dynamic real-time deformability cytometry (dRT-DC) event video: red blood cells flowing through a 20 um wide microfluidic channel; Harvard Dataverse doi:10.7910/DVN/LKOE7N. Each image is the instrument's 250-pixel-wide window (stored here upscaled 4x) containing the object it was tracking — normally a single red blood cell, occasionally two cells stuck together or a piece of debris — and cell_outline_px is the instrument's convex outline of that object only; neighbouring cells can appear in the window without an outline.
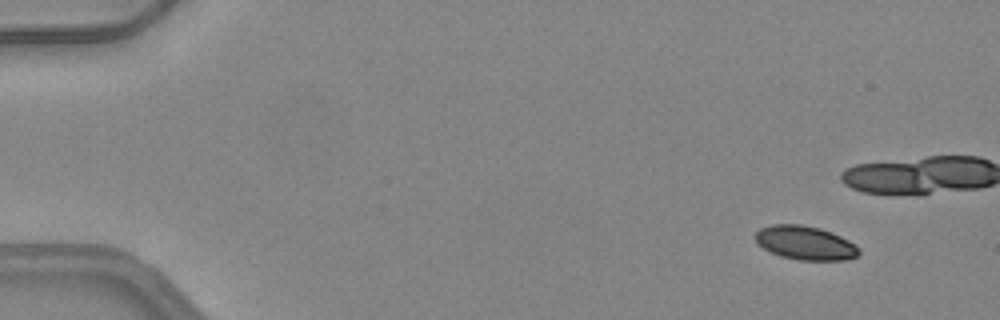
{"species": "common noctule bat (a hibernating species)", "species_latin": "Nyctalus noctula", "temperature_condition": "warm", "stored_images_in_passage": 48, "camera_frame_rate_fps": 3000, "um_per_image_px": 0.085, "animal": {"sex": "female", "body_mass_g": 24.6, "forearm_length_mm": 56.2}, "frame": {"image": 1, "passage_image": 1, "time_ms": 0.0, "image_size_px": [1000, 320], "cell_outline_px": [[860, 252], [856, 256], [844, 260], [800, 260], [780, 256], [756, 244], [756, 232], [760, 228], [772, 224], [800, 224], [820, 228], [832, 232], [856, 244], [860, 248]], "centroid_in_image_um": [68.45, 20.64], "position_along_channel_um": 16.5, "area_um2": 20.46}}
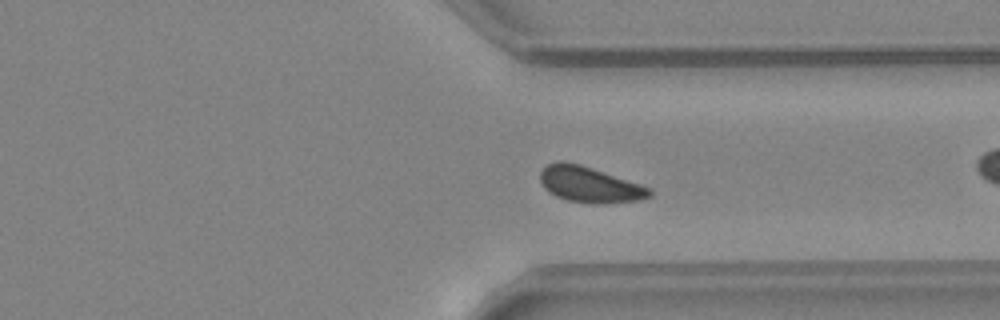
{"frame": {"image": 2, "passage_image": 35, "time_ms": 11.333, "image_size_px": [1000, 320], "cell_outline_px": [[652, 196], [640, 200], [600, 204], [592, 204], [568, 200], [556, 196], [548, 192], [540, 184], [540, 172], [548, 164], [556, 160], [564, 160], [580, 164], [652, 188]], "centroid_in_image_um": [50.1, 15.68], "position_along_channel_um": 361.3, "area_um2": 23.0}, "authors_computed_cell_mechanics": {"area_um2": 22.0796, "velocity_mm_per_s": 4.1592, "shape_relaxation_time_tau1_ms": 3.0678, "shape_relaxation_time_tau2_ms": null, "deformation_change_tau1": 0.0651, "deformation_change_tau2": null}}